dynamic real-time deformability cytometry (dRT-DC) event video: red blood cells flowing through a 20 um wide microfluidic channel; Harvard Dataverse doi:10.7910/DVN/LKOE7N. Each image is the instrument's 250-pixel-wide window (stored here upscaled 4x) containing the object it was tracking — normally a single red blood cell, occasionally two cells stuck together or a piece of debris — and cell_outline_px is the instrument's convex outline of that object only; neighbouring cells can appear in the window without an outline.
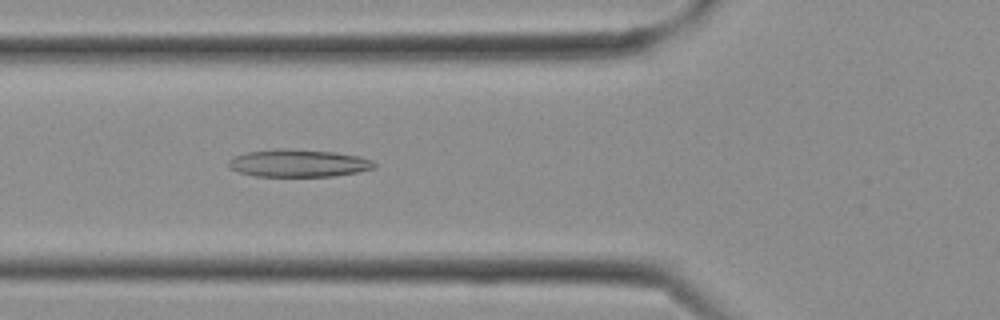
{"species": "Egyptian fruit bat (a non-hibernating species)", "species_latin": "Rousettus aegyptiacus", "temperature_condition": "cold", "stored_images_in_passage": 27, "camera_frame_rate_fps": 3000, "um_per_image_px": 0.085, "frame": {"image": 1, "passage_image": 9, "time_ms": 2.667, "image_size_px": [1000, 320], "cell_outline_px": [[380, 164], [372, 168], [356, 172], [336, 176], [256, 176], [240, 172], [232, 168], [228, 164], [228, 160], [232, 156], [248, 152], [284, 148], [332, 152], [360, 156], [372, 160]], "centroid_in_image_um": [25.39, 13.87], "position_along_channel_um": 100.4, "area_um2": 23.24}}
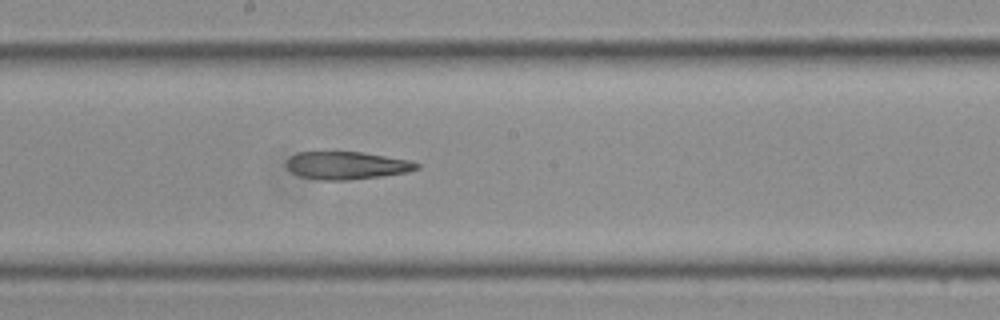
{"frame": {"image": 2, "passage_image": 14, "time_ms": 4.333, "image_size_px": [1000, 320], "cell_outline_px": [[420, 168], [408, 172], [380, 176], [348, 180], [320, 180], [300, 176], [292, 172], [284, 164], [296, 152], [364, 152], [412, 160], [420, 164]], "centroid_in_image_um": [29.51, 14.06], "position_along_channel_um": 218.7, "area_um2": 21.15}}
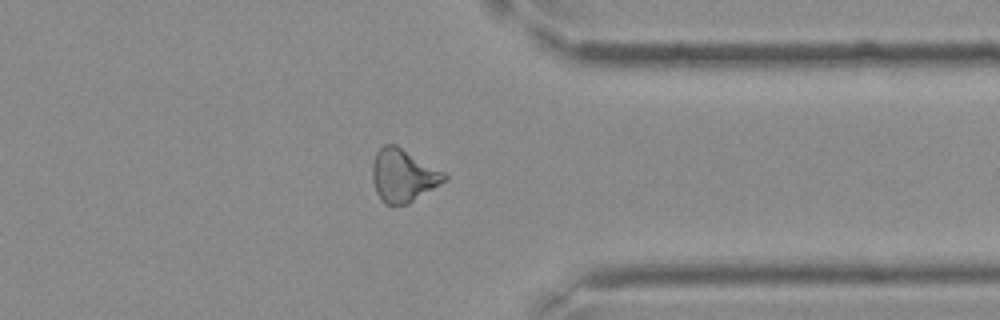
{"frame": {"image": 3, "passage_image": 21, "time_ms": 6.667, "image_size_px": [1000, 320], "cell_outline_px": [[448, 180], [408, 204], [384, 204], [380, 200], [376, 192], [372, 180], [372, 164], [376, 152], [384, 144], [396, 144], [444, 172], [448, 176]], "centroid_in_image_um": [34.26, 14.92], "position_along_channel_um": 377.1, "area_um2": 22.31}}